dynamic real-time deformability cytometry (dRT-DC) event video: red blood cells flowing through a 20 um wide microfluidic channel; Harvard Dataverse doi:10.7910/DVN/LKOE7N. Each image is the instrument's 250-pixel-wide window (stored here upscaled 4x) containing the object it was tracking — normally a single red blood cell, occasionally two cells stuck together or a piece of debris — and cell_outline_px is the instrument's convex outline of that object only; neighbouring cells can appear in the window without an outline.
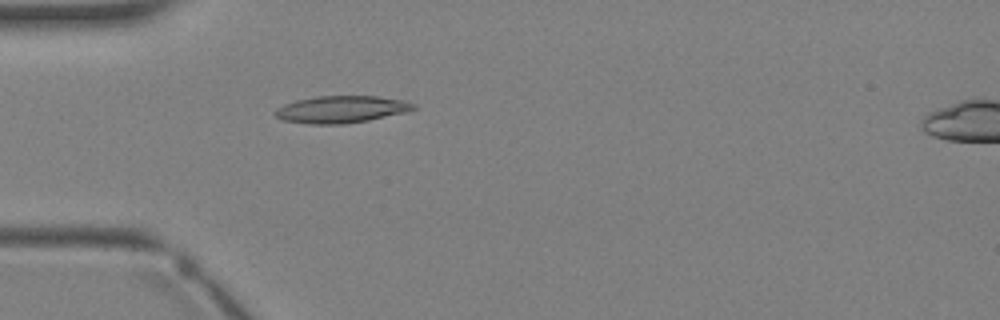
{"species": "Egyptian fruit bat (a non-hibernating species)", "species_latin": "Rousettus aegyptiacus", "temperature_condition": "warm", "stored_images_in_passage": 2, "camera_frame_rate_fps": 3000, "um_per_image_px": 0.085, "animal": {"sex": "female"}, "frame": {"image": 1, "passage_image": 1, "time_ms": 0.0, "image_size_px": [1000, 320], "cell_outline_px": [[416, 108], [408, 112], [368, 120], [344, 124], [308, 124], [284, 120], [276, 116], [272, 112], [276, 108], [284, 104], [296, 100], [316, 96], [376, 96], [404, 100], [416, 104]], "centroid_in_image_um": [29.01, 9.29], "position_along_channel_um": 56.0, "area_um2": 21.96}}